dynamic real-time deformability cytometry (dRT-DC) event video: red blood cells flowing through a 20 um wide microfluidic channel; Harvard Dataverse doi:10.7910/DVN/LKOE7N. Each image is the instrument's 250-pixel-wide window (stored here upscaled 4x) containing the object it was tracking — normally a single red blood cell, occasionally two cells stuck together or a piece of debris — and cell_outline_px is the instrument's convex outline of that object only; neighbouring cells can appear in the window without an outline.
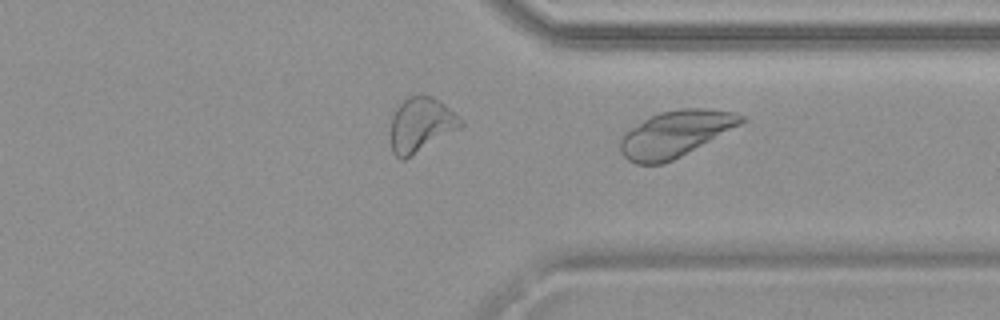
{"species": "common noctule bat (a hibernating species)", "species_latin": "Nyctalus noctula", "temperature_condition": "warm", "stored_images_in_passage": 32, "camera_frame_rate_fps": 3000, "um_per_image_px": 0.085, "animal": {"sex": "female", "body_mass_g": 19.9}, "frame": {"image": 1, "passage_image": 32, "time_ms": 10.333, "image_size_px": [1000, 320], "cell_outline_px": [[748, 120], [680, 156], [664, 164], [636, 164], [628, 160], [624, 156], [620, 148], [620, 140], [624, 132], [648, 116], [660, 112], [680, 108], [708, 108], [736, 112], [744, 116]], "centroid_in_image_um": [57.39, 11.35], "position_along_channel_um": 354.0, "area_um2": 32.48}}